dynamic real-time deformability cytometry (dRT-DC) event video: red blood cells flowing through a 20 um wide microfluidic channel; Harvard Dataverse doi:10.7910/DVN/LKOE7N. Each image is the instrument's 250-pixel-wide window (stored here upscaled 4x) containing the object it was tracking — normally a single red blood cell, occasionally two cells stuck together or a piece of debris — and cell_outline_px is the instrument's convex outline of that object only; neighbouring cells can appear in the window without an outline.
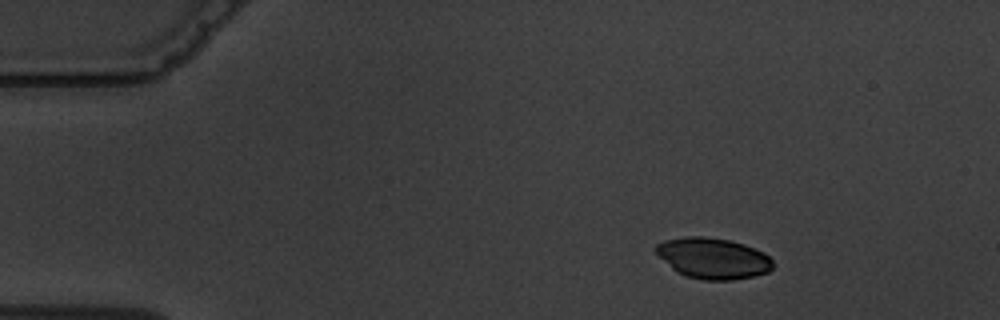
{"species": "common noctule bat (a hibernating species)", "species_latin": "Nyctalus noctula", "temperature_condition": "warm", "stored_images_in_passage": 3, "camera_frame_rate_fps": 3000, "um_per_image_px": 0.085, "animal": {"sex": "male", "body_mass_g": 19.5, "forearm_length_mm": 54.6}, "frame": {"image": 1, "passage_image": 1, "time_ms": 0.0, "image_size_px": [1000, 320], "cell_outline_px": [[772, 268], [768, 272], [752, 276], [732, 280], [704, 280], [688, 276], [676, 272], [656, 252], [656, 244], [664, 240], [684, 236], [704, 236], [732, 240], [744, 244], [764, 252], [772, 260]], "centroid_in_image_um": [60.61, 21.94], "position_along_channel_um": 24.4, "area_um2": 27.8}}